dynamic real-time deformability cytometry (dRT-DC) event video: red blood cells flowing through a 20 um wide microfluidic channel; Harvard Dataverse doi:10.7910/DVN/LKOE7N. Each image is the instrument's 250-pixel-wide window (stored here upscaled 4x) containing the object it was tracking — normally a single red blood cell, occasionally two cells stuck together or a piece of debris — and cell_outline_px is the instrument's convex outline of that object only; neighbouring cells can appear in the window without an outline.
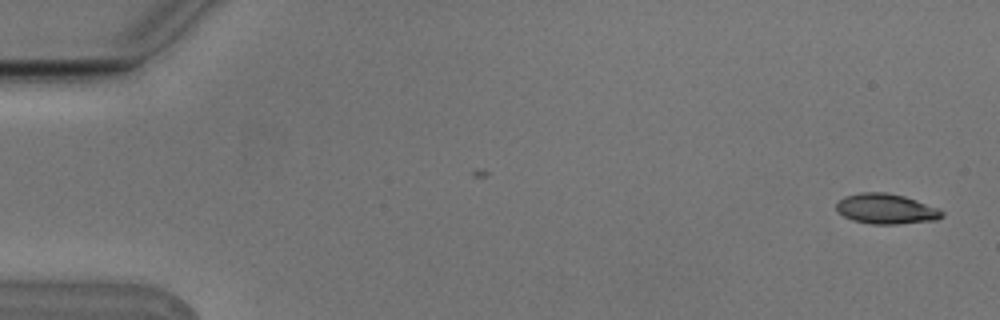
{"species": "Egyptian fruit bat (a non-hibernating species)", "species_latin": "Rousettus aegyptiacus", "temperature_condition": "cold", "stored_images_in_passage": 2, "camera_frame_rate_fps": 3000, "um_per_image_px": 0.085, "animal": {"sex": "male"}, "frame": {"image": 1, "passage_image": 2, "time_ms": 0.333, "image_size_px": [1000, 320], "cell_outline_px": [[944, 216], [936, 220], [896, 224], [872, 224], [852, 220], [836, 212], [836, 204], [844, 196], [860, 192], [884, 192], [904, 196], [940, 208], [944, 212]], "centroid_in_image_um": [75.32, 17.75], "position_along_channel_um": 9.7, "area_um2": 18.73}}